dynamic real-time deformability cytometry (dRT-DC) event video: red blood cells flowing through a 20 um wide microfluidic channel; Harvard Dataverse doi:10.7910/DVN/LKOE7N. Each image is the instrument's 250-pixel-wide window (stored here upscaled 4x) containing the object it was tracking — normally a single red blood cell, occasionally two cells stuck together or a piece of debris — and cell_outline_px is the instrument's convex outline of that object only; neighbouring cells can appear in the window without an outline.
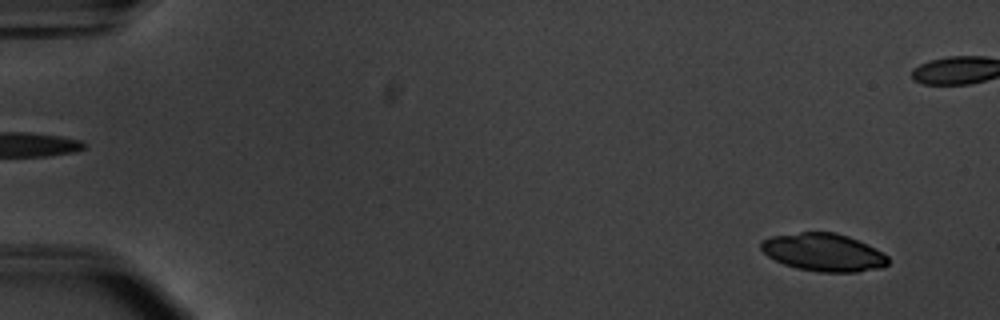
{"species": "common noctule bat (a hibernating species)", "species_latin": "Nyctalus noctula", "temperature_condition": "warm", "stored_images_in_passage": 55, "camera_frame_rate_fps": 3000, "um_per_image_px": 0.085, "animal": {"sex": "male", "body_mass_g": 20.1, "forearm_length_mm": 53.5}, "frame": {"image": 1, "passage_image": 4, "time_ms": 1.0, "image_size_px": [1000, 320], "cell_outline_px": [[888, 264], [884, 268], [856, 272], [820, 272], [796, 268], [784, 264], [768, 256], [760, 248], [760, 240], [772, 236], [800, 232], [836, 232], [848, 236], [876, 248], [888, 256]], "centroid_in_image_um": [70.01, 21.45], "position_along_channel_um": 15.0, "area_um2": 28.15}}